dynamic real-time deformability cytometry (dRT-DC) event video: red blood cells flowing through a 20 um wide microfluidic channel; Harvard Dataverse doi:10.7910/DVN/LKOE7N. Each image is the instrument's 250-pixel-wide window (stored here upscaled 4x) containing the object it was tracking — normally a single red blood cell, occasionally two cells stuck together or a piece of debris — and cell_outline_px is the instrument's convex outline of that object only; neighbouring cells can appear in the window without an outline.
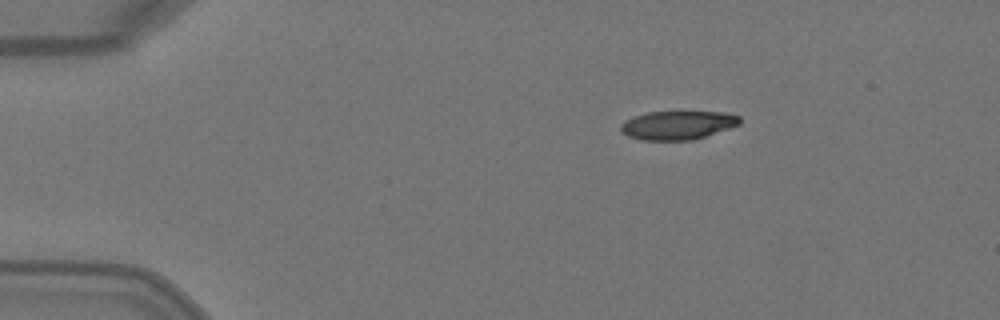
{"species": "Egyptian fruit bat (a non-hibernating species)", "species_latin": "Rousettus aegyptiacus", "temperature_condition": "warm", "stored_images_in_passage": 2, "camera_frame_rate_fps": 3000, "um_per_image_px": 0.085, "animal": {"sex": "female"}, "frame": {"image": 1, "passage_image": 1, "time_ms": 0.0, "image_size_px": [1000, 320], "cell_outline_px": [[740, 124], [692, 140], [644, 140], [628, 136], [620, 132], [620, 124], [624, 120], [648, 112], [724, 112], [740, 116]], "centroid_in_image_um": [57.57, 10.64], "position_along_channel_um": 27.4, "area_um2": 19.71}}